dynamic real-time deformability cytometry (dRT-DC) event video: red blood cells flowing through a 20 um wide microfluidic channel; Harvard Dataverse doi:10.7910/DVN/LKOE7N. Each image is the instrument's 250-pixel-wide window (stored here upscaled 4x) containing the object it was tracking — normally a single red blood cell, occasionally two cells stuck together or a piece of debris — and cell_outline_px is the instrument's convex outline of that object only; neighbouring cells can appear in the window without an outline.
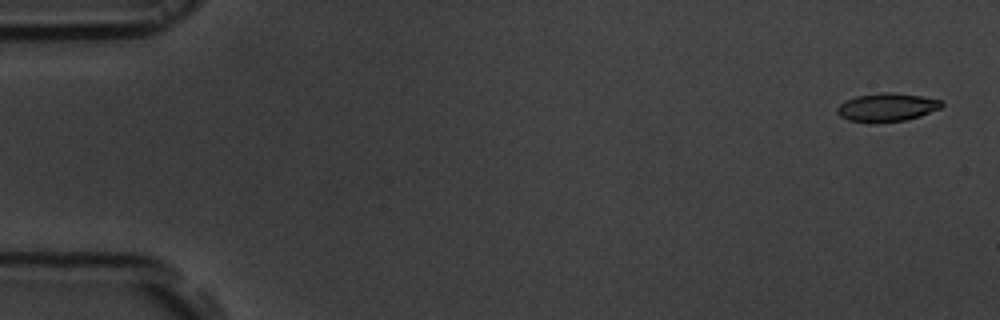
{"species": "common noctule bat (a hibernating species)", "species_latin": "Nyctalus noctula", "temperature_condition": "room temperature", "stored_images_in_passage": 54, "camera_frame_rate_fps": 3000, "um_per_image_px": 0.085, "animal": {"sex": "male", "body_mass_g": 19.5, "forearm_length_mm": 54.6}, "frame": {"image": 1, "passage_image": 2, "time_ms": 0.333, "image_size_px": [1000, 320], "cell_outline_px": [[944, 104], [940, 108], [920, 116], [904, 120], [848, 120], [840, 116], [836, 112], [836, 108], [840, 104], [856, 96], [884, 92], [888, 92], [920, 96], [940, 100]], "centroid_in_image_um": [75.4, 9.09], "position_along_channel_um": 9.6, "area_um2": 16.42}}
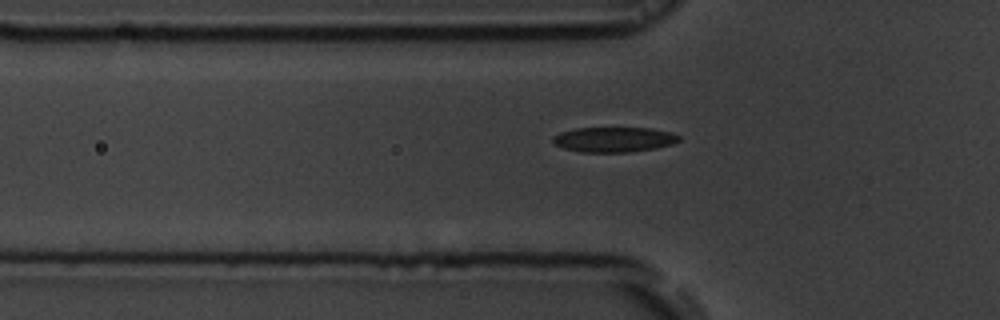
{"frame": {"image": 2, "passage_image": 18, "time_ms": 5.667, "image_size_px": [1000, 320], "cell_outline_px": [[680, 140], [672, 144], [656, 148], [628, 152], [580, 152], [564, 148], [556, 144], [552, 140], [552, 136], [560, 132], [576, 128], [652, 128], [672, 132], [680, 136]], "centroid_in_image_um": [52.2, 11.85], "position_along_channel_um": 73.6, "area_um2": 18.44}}
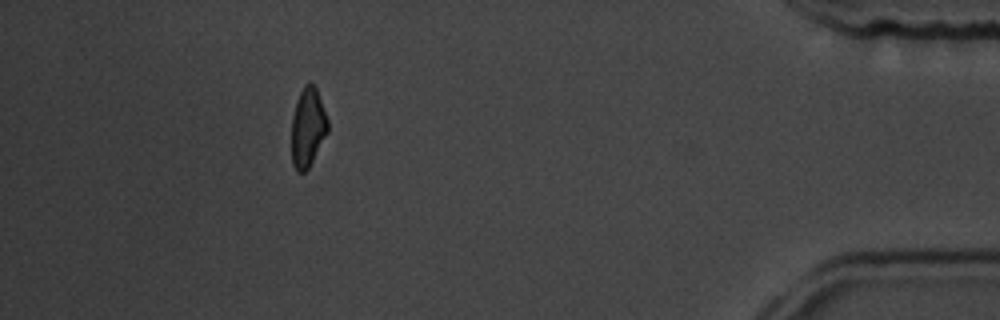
{"frame": {"image": 3, "passage_image": 49, "time_ms": 16.0, "image_size_px": [1000, 320], "cell_outline_px": [[328, 132], [308, 168], [304, 172], [296, 172], [292, 164], [292, 116], [296, 100], [304, 84], [312, 84], [316, 88], [328, 120]], "centroid_in_image_um": [26.15, 10.84], "position_along_channel_um": 409.1, "area_um2": 16.59}, "authors_computed_cell_mechanics": {"area_um2": 18.0625, "velocity_mm_per_s": 3.7775, "shape_relaxation_time_tau1_ms": 3.5571, "shape_relaxation_time_tau2_ms": 2.6898, "deformation_change_tau1": 0.1411, "deformation_change_tau2": 0.0923}}